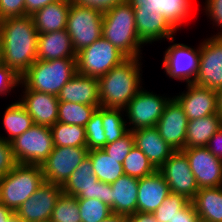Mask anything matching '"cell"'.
Wrapping results in <instances>:
<instances>
[{"label": "cell", "instance_id": "cell-1", "mask_svg": "<svg viewBox=\"0 0 222 222\" xmlns=\"http://www.w3.org/2000/svg\"><path fill=\"white\" fill-rule=\"evenodd\" d=\"M2 61L22 76L37 60L38 32L31 16L0 20Z\"/></svg>", "mask_w": 222, "mask_h": 222}, {"label": "cell", "instance_id": "cell-2", "mask_svg": "<svg viewBox=\"0 0 222 222\" xmlns=\"http://www.w3.org/2000/svg\"><path fill=\"white\" fill-rule=\"evenodd\" d=\"M141 57L127 58L98 79L100 107L124 109L141 89Z\"/></svg>", "mask_w": 222, "mask_h": 222}, {"label": "cell", "instance_id": "cell-3", "mask_svg": "<svg viewBox=\"0 0 222 222\" xmlns=\"http://www.w3.org/2000/svg\"><path fill=\"white\" fill-rule=\"evenodd\" d=\"M102 36L127 58L141 57L144 44L137 35L132 6L125 0L103 12Z\"/></svg>", "mask_w": 222, "mask_h": 222}, {"label": "cell", "instance_id": "cell-4", "mask_svg": "<svg viewBox=\"0 0 222 222\" xmlns=\"http://www.w3.org/2000/svg\"><path fill=\"white\" fill-rule=\"evenodd\" d=\"M77 73L76 58L36 60L20 78L23 90L58 96L61 88Z\"/></svg>", "mask_w": 222, "mask_h": 222}, {"label": "cell", "instance_id": "cell-5", "mask_svg": "<svg viewBox=\"0 0 222 222\" xmlns=\"http://www.w3.org/2000/svg\"><path fill=\"white\" fill-rule=\"evenodd\" d=\"M44 182L41 165L17 164L0 178V203L16 212Z\"/></svg>", "mask_w": 222, "mask_h": 222}, {"label": "cell", "instance_id": "cell-6", "mask_svg": "<svg viewBox=\"0 0 222 222\" xmlns=\"http://www.w3.org/2000/svg\"><path fill=\"white\" fill-rule=\"evenodd\" d=\"M102 22L101 10L71 2L66 30L76 53L102 37Z\"/></svg>", "mask_w": 222, "mask_h": 222}, {"label": "cell", "instance_id": "cell-7", "mask_svg": "<svg viewBox=\"0 0 222 222\" xmlns=\"http://www.w3.org/2000/svg\"><path fill=\"white\" fill-rule=\"evenodd\" d=\"M127 57L103 36L76 53L77 72L99 79Z\"/></svg>", "mask_w": 222, "mask_h": 222}, {"label": "cell", "instance_id": "cell-8", "mask_svg": "<svg viewBox=\"0 0 222 222\" xmlns=\"http://www.w3.org/2000/svg\"><path fill=\"white\" fill-rule=\"evenodd\" d=\"M11 147L17 164L42 165L54 148L51 128L34 124Z\"/></svg>", "mask_w": 222, "mask_h": 222}, {"label": "cell", "instance_id": "cell-9", "mask_svg": "<svg viewBox=\"0 0 222 222\" xmlns=\"http://www.w3.org/2000/svg\"><path fill=\"white\" fill-rule=\"evenodd\" d=\"M61 187L64 194L75 196L77 199L95 198L111 208V184L97 179L88 156Z\"/></svg>", "mask_w": 222, "mask_h": 222}, {"label": "cell", "instance_id": "cell-10", "mask_svg": "<svg viewBox=\"0 0 222 222\" xmlns=\"http://www.w3.org/2000/svg\"><path fill=\"white\" fill-rule=\"evenodd\" d=\"M170 99L171 97L159 96L141 88L124 108L126 119L130 123L128 130L155 127Z\"/></svg>", "mask_w": 222, "mask_h": 222}, {"label": "cell", "instance_id": "cell-11", "mask_svg": "<svg viewBox=\"0 0 222 222\" xmlns=\"http://www.w3.org/2000/svg\"><path fill=\"white\" fill-rule=\"evenodd\" d=\"M87 147L54 146L41 165L45 182L62 186L88 155Z\"/></svg>", "mask_w": 222, "mask_h": 222}, {"label": "cell", "instance_id": "cell-12", "mask_svg": "<svg viewBox=\"0 0 222 222\" xmlns=\"http://www.w3.org/2000/svg\"><path fill=\"white\" fill-rule=\"evenodd\" d=\"M194 84L216 91L222 88V35H213L200 44Z\"/></svg>", "mask_w": 222, "mask_h": 222}, {"label": "cell", "instance_id": "cell-13", "mask_svg": "<svg viewBox=\"0 0 222 222\" xmlns=\"http://www.w3.org/2000/svg\"><path fill=\"white\" fill-rule=\"evenodd\" d=\"M158 170L172 193L183 195L190 201L195 198L199 186L190 169L189 160L182 150L174 151Z\"/></svg>", "mask_w": 222, "mask_h": 222}, {"label": "cell", "instance_id": "cell-14", "mask_svg": "<svg viewBox=\"0 0 222 222\" xmlns=\"http://www.w3.org/2000/svg\"><path fill=\"white\" fill-rule=\"evenodd\" d=\"M200 46L192 48L185 44L170 45L163 58V68L171 79L194 83L199 65Z\"/></svg>", "mask_w": 222, "mask_h": 222}, {"label": "cell", "instance_id": "cell-15", "mask_svg": "<svg viewBox=\"0 0 222 222\" xmlns=\"http://www.w3.org/2000/svg\"><path fill=\"white\" fill-rule=\"evenodd\" d=\"M61 193L60 185L44 182L15 214L22 222H49Z\"/></svg>", "mask_w": 222, "mask_h": 222}, {"label": "cell", "instance_id": "cell-16", "mask_svg": "<svg viewBox=\"0 0 222 222\" xmlns=\"http://www.w3.org/2000/svg\"><path fill=\"white\" fill-rule=\"evenodd\" d=\"M182 151L189 160L199 189L222 186V160L215 157L206 146L184 148Z\"/></svg>", "mask_w": 222, "mask_h": 222}, {"label": "cell", "instance_id": "cell-17", "mask_svg": "<svg viewBox=\"0 0 222 222\" xmlns=\"http://www.w3.org/2000/svg\"><path fill=\"white\" fill-rule=\"evenodd\" d=\"M188 121L183 107L173 97L165 105L163 114L155 127L164 141L174 151L183 150L185 148Z\"/></svg>", "mask_w": 222, "mask_h": 222}, {"label": "cell", "instance_id": "cell-18", "mask_svg": "<svg viewBox=\"0 0 222 222\" xmlns=\"http://www.w3.org/2000/svg\"><path fill=\"white\" fill-rule=\"evenodd\" d=\"M186 87L188 90L173 97L183 107L188 120L218 114L216 90L194 83L187 84Z\"/></svg>", "mask_w": 222, "mask_h": 222}, {"label": "cell", "instance_id": "cell-19", "mask_svg": "<svg viewBox=\"0 0 222 222\" xmlns=\"http://www.w3.org/2000/svg\"><path fill=\"white\" fill-rule=\"evenodd\" d=\"M20 104L32 117L33 123L40 126L51 127L58 120V97L35 90H23Z\"/></svg>", "mask_w": 222, "mask_h": 222}, {"label": "cell", "instance_id": "cell-20", "mask_svg": "<svg viewBox=\"0 0 222 222\" xmlns=\"http://www.w3.org/2000/svg\"><path fill=\"white\" fill-rule=\"evenodd\" d=\"M134 10H149L162 14L169 24L179 30L192 13V0H126Z\"/></svg>", "mask_w": 222, "mask_h": 222}, {"label": "cell", "instance_id": "cell-21", "mask_svg": "<svg viewBox=\"0 0 222 222\" xmlns=\"http://www.w3.org/2000/svg\"><path fill=\"white\" fill-rule=\"evenodd\" d=\"M134 15L137 35L145 45L163 39L174 43V34L177 30L162 14L149 10H134Z\"/></svg>", "mask_w": 222, "mask_h": 222}, {"label": "cell", "instance_id": "cell-22", "mask_svg": "<svg viewBox=\"0 0 222 222\" xmlns=\"http://www.w3.org/2000/svg\"><path fill=\"white\" fill-rule=\"evenodd\" d=\"M59 102H72L100 107L97 78L76 73L60 90Z\"/></svg>", "mask_w": 222, "mask_h": 222}, {"label": "cell", "instance_id": "cell-23", "mask_svg": "<svg viewBox=\"0 0 222 222\" xmlns=\"http://www.w3.org/2000/svg\"><path fill=\"white\" fill-rule=\"evenodd\" d=\"M171 193L159 170L139 179L137 212L154 213Z\"/></svg>", "mask_w": 222, "mask_h": 222}, {"label": "cell", "instance_id": "cell-24", "mask_svg": "<svg viewBox=\"0 0 222 222\" xmlns=\"http://www.w3.org/2000/svg\"><path fill=\"white\" fill-rule=\"evenodd\" d=\"M134 145L139 148L158 170L174 150L164 141L156 127L139 128L132 131Z\"/></svg>", "mask_w": 222, "mask_h": 222}, {"label": "cell", "instance_id": "cell-25", "mask_svg": "<svg viewBox=\"0 0 222 222\" xmlns=\"http://www.w3.org/2000/svg\"><path fill=\"white\" fill-rule=\"evenodd\" d=\"M139 179L122 175L111 184V211L128 216L137 212Z\"/></svg>", "mask_w": 222, "mask_h": 222}, {"label": "cell", "instance_id": "cell-26", "mask_svg": "<svg viewBox=\"0 0 222 222\" xmlns=\"http://www.w3.org/2000/svg\"><path fill=\"white\" fill-rule=\"evenodd\" d=\"M63 58H76V52L66 29L38 34L37 60L50 61Z\"/></svg>", "mask_w": 222, "mask_h": 222}, {"label": "cell", "instance_id": "cell-27", "mask_svg": "<svg viewBox=\"0 0 222 222\" xmlns=\"http://www.w3.org/2000/svg\"><path fill=\"white\" fill-rule=\"evenodd\" d=\"M71 0L50 3L31 15L38 34L66 29Z\"/></svg>", "mask_w": 222, "mask_h": 222}, {"label": "cell", "instance_id": "cell-28", "mask_svg": "<svg viewBox=\"0 0 222 222\" xmlns=\"http://www.w3.org/2000/svg\"><path fill=\"white\" fill-rule=\"evenodd\" d=\"M222 127L219 114L189 120L185 138V148L205 147L210 138Z\"/></svg>", "mask_w": 222, "mask_h": 222}, {"label": "cell", "instance_id": "cell-29", "mask_svg": "<svg viewBox=\"0 0 222 222\" xmlns=\"http://www.w3.org/2000/svg\"><path fill=\"white\" fill-rule=\"evenodd\" d=\"M192 203L200 220L222 222V186L199 189Z\"/></svg>", "mask_w": 222, "mask_h": 222}, {"label": "cell", "instance_id": "cell-30", "mask_svg": "<svg viewBox=\"0 0 222 222\" xmlns=\"http://www.w3.org/2000/svg\"><path fill=\"white\" fill-rule=\"evenodd\" d=\"M93 165L94 175L98 180L112 184L124 175L123 164L117 162L112 156L107 155L103 149H92L87 155Z\"/></svg>", "mask_w": 222, "mask_h": 222}, {"label": "cell", "instance_id": "cell-31", "mask_svg": "<svg viewBox=\"0 0 222 222\" xmlns=\"http://www.w3.org/2000/svg\"><path fill=\"white\" fill-rule=\"evenodd\" d=\"M3 125L8 137L0 136V138L7 142H11L31 128L34 123L32 117L28 114L25 108L19 101H16L6 108L3 116Z\"/></svg>", "mask_w": 222, "mask_h": 222}, {"label": "cell", "instance_id": "cell-32", "mask_svg": "<svg viewBox=\"0 0 222 222\" xmlns=\"http://www.w3.org/2000/svg\"><path fill=\"white\" fill-rule=\"evenodd\" d=\"M54 146L87 147L85 127L56 122L50 127Z\"/></svg>", "mask_w": 222, "mask_h": 222}, {"label": "cell", "instance_id": "cell-33", "mask_svg": "<svg viewBox=\"0 0 222 222\" xmlns=\"http://www.w3.org/2000/svg\"><path fill=\"white\" fill-rule=\"evenodd\" d=\"M96 109L92 105L59 102L57 122L85 127Z\"/></svg>", "mask_w": 222, "mask_h": 222}, {"label": "cell", "instance_id": "cell-34", "mask_svg": "<svg viewBox=\"0 0 222 222\" xmlns=\"http://www.w3.org/2000/svg\"><path fill=\"white\" fill-rule=\"evenodd\" d=\"M123 114L124 109L102 107L103 128L107 144L118 140L129 131L126 126L127 120L125 121Z\"/></svg>", "mask_w": 222, "mask_h": 222}, {"label": "cell", "instance_id": "cell-35", "mask_svg": "<svg viewBox=\"0 0 222 222\" xmlns=\"http://www.w3.org/2000/svg\"><path fill=\"white\" fill-rule=\"evenodd\" d=\"M123 170L126 175L141 179L154 173L157 169L152 165L147 156L134 145L124 159Z\"/></svg>", "mask_w": 222, "mask_h": 222}, {"label": "cell", "instance_id": "cell-36", "mask_svg": "<svg viewBox=\"0 0 222 222\" xmlns=\"http://www.w3.org/2000/svg\"><path fill=\"white\" fill-rule=\"evenodd\" d=\"M49 222H82L77 198L61 193L55 203Z\"/></svg>", "mask_w": 222, "mask_h": 222}, {"label": "cell", "instance_id": "cell-37", "mask_svg": "<svg viewBox=\"0 0 222 222\" xmlns=\"http://www.w3.org/2000/svg\"><path fill=\"white\" fill-rule=\"evenodd\" d=\"M82 222H100L112 214L111 208L95 198L77 199Z\"/></svg>", "mask_w": 222, "mask_h": 222}, {"label": "cell", "instance_id": "cell-38", "mask_svg": "<svg viewBox=\"0 0 222 222\" xmlns=\"http://www.w3.org/2000/svg\"><path fill=\"white\" fill-rule=\"evenodd\" d=\"M86 142L88 150L102 149L107 144V137L103 128L102 107L92 114L85 126Z\"/></svg>", "mask_w": 222, "mask_h": 222}, {"label": "cell", "instance_id": "cell-39", "mask_svg": "<svg viewBox=\"0 0 222 222\" xmlns=\"http://www.w3.org/2000/svg\"><path fill=\"white\" fill-rule=\"evenodd\" d=\"M189 202L190 200L185 196L171 192L153 215L158 222H169L176 215V212L182 210Z\"/></svg>", "mask_w": 222, "mask_h": 222}, {"label": "cell", "instance_id": "cell-40", "mask_svg": "<svg viewBox=\"0 0 222 222\" xmlns=\"http://www.w3.org/2000/svg\"><path fill=\"white\" fill-rule=\"evenodd\" d=\"M134 146V138L132 131H128L124 136L118 140L106 144L102 149L104 152L117 159V162L123 164L124 159L130 153Z\"/></svg>", "mask_w": 222, "mask_h": 222}, {"label": "cell", "instance_id": "cell-41", "mask_svg": "<svg viewBox=\"0 0 222 222\" xmlns=\"http://www.w3.org/2000/svg\"><path fill=\"white\" fill-rule=\"evenodd\" d=\"M20 76L0 62V95H6L20 85Z\"/></svg>", "mask_w": 222, "mask_h": 222}, {"label": "cell", "instance_id": "cell-42", "mask_svg": "<svg viewBox=\"0 0 222 222\" xmlns=\"http://www.w3.org/2000/svg\"><path fill=\"white\" fill-rule=\"evenodd\" d=\"M17 165L14 158L11 142L0 138V178L4 177Z\"/></svg>", "mask_w": 222, "mask_h": 222}, {"label": "cell", "instance_id": "cell-43", "mask_svg": "<svg viewBox=\"0 0 222 222\" xmlns=\"http://www.w3.org/2000/svg\"><path fill=\"white\" fill-rule=\"evenodd\" d=\"M25 16L24 0H0V20Z\"/></svg>", "mask_w": 222, "mask_h": 222}, {"label": "cell", "instance_id": "cell-44", "mask_svg": "<svg viewBox=\"0 0 222 222\" xmlns=\"http://www.w3.org/2000/svg\"><path fill=\"white\" fill-rule=\"evenodd\" d=\"M205 10L214 25L222 28V0H206ZM216 35H222V30Z\"/></svg>", "mask_w": 222, "mask_h": 222}, {"label": "cell", "instance_id": "cell-45", "mask_svg": "<svg viewBox=\"0 0 222 222\" xmlns=\"http://www.w3.org/2000/svg\"><path fill=\"white\" fill-rule=\"evenodd\" d=\"M125 0H71V2L86 7H92L102 12L109 10L117 4L124 2Z\"/></svg>", "mask_w": 222, "mask_h": 222}, {"label": "cell", "instance_id": "cell-46", "mask_svg": "<svg viewBox=\"0 0 222 222\" xmlns=\"http://www.w3.org/2000/svg\"><path fill=\"white\" fill-rule=\"evenodd\" d=\"M199 220L195 207L190 201L182 210L176 212V215L169 222H198Z\"/></svg>", "mask_w": 222, "mask_h": 222}, {"label": "cell", "instance_id": "cell-47", "mask_svg": "<svg viewBox=\"0 0 222 222\" xmlns=\"http://www.w3.org/2000/svg\"><path fill=\"white\" fill-rule=\"evenodd\" d=\"M206 147L215 157L222 160V127L210 138Z\"/></svg>", "mask_w": 222, "mask_h": 222}, {"label": "cell", "instance_id": "cell-48", "mask_svg": "<svg viewBox=\"0 0 222 222\" xmlns=\"http://www.w3.org/2000/svg\"><path fill=\"white\" fill-rule=\"evenodd\" d=\"M58 0H24L25 3V16H31L39 11L46 5L56 2Z\"/></svg>", "mask_w": 222, "mask_h": 222}, {"label": "cell", "instance_id": "cell-49", "mask_svg": "<svg viewBox=\"0 0 222 222\" xmlns=\"http://www.w3.org/2000/svg\"><path fill=\"white\" fill-rule=\"evenodd\" d=\"M126 218L127 222H158L153 213L136 212Z\"/></svg>", "mask_w": 222, "mask_h": 222}, {"label": "cell", "instance_id": "cell-50", "mask_svg": "<svg viewBox=\"0 0 222 222\" xmlns=\"http://www.w3.org/2000/svg\"><path fill=\"white\" fill-rule=\"evenodd\" d=\"M15 212L0 203V222H6Z\"/></svg>", "mask_w": 222, "mask_h": 222}, {"label": "cell", "instance_id": "cell-51", "mask_svg": "<svg viewBox=\"0 0 222 222\" xmlns=\"http://www.w3.org/2000/svg\"><path fill=\"white\" fill-rule=\"evenodd\" d=\"M100 222H127V218L124 215L112 213L109 217Z\"/></svg>", "mask_w": 222, "mask_h": 222}, {"label": "cell", "instance_id": "cell-52", "mask_svg": "<svg viewBox=\"0 0 222 222\" xmlns=\"http://www.w3.org/2000/svg\"><path fill=\"white\" fill-rule=\"evenodd\" d=\"M216 95H217V108H218V114L221 116L222 118V88L218 89L216 91Z\"/></svg>", "mask_w": 222, "mask_h": 222}, {"label": "cell", "instance_id": "cell-53", "mask_svg": "<svg viewBox=\"0 0 222 222\" xmlns=\"http://www.w3.org/2000/svg\"><path fill=\"white\" fill-rule=\"evenodd\" d=\"M6 222H22L14 213Z\"/></svg>", "mask_w": 222, "mask_h": 222}, {"label": "cell", "instance_id": "cell-54", "mask_svg": "<svg viewBox=\"0 0 222 222\" xmlns=\"http://www.w3.org/2000/svg\"><path fill=\"white\" fill-rule=\"evenodd\" d=\"M2 61V42H1V31H0V62Z\"/></svg>", "mask_w": 222, "mask_h": 222}]
</instances>
